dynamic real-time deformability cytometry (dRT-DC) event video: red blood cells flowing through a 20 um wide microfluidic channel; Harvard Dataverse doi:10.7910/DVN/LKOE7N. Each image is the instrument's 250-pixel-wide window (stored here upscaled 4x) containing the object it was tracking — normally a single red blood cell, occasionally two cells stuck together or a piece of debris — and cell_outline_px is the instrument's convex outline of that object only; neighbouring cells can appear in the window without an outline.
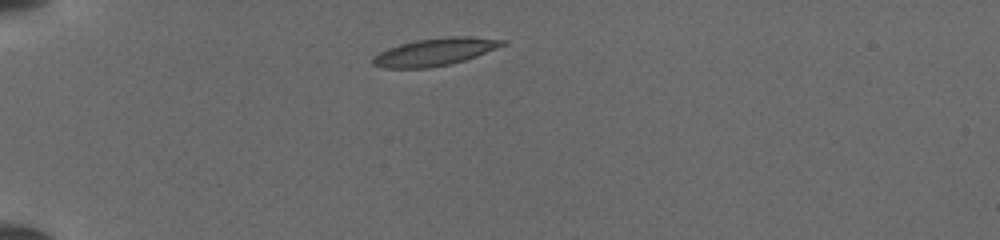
{"species": "common noctule bat (a hibernating species)", "species_latin": "Nyctalus noctula", "temperature_condition": "cold", "stored_images_in_passage": 37, "camera_frame_rate_fps": 3000, "um_per_image_px": 0.085, "animal": {"sex": "female", "body_mass_g": 19.5, "forearm_length_mm": 54.1}, "frame": {"image": 1, "passage_image": 1, "time_ms": 0.0, "image_size_px": [1000, 240], "cell_outline_px": [[504, 44], [496, 48], [476, 56], [452, 64], [428, 68], [384, 68], [372, 64], [372, 60], [380, 52], [388, 48], [400, 44], [416, 40], [448, 36], [468, 36], [504, 40]], "centroid_in_image_um": [36.94, 4.41], "position_along_channel_um": 48.1, "area_um2": 20.52}}
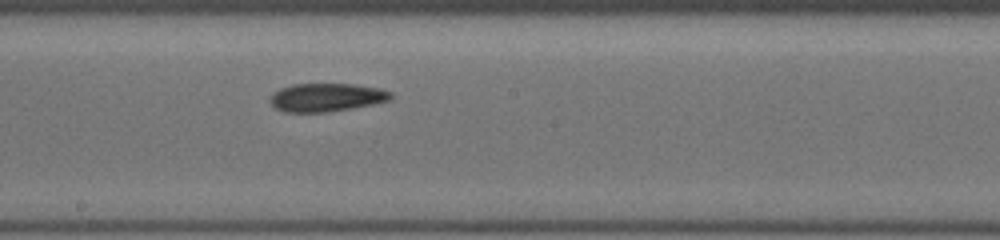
{"frame": {"image": 2, "passage_image": 16, "time_ms": 5.0, "image_size_px": [1000, 240], "cell_outline_px": [[392, 96], [388, 100], [372, 104], [352, 108], [324, 112], [284, 112], [276, 108], [268, 100], [280, 88], [292, 84], [356, 84], [380, 88], [392, 92]], "centroid_in_image_um": [27.75, 8.27], "position_along_channel_um": 220.5, "area_um2": 19.77}}
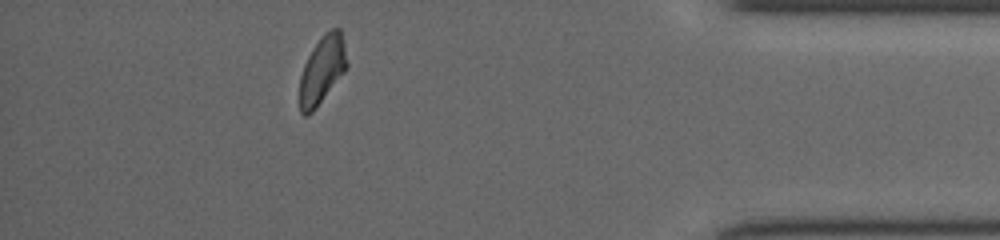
{"frame": {"image": 3, "passage_image": 32, "time_ms": 10.333, "image_size_px": [1000, 240], "cell_outline_px": [[348, 64], [344, 72], [316, 108], [308, 116], [304, 116], [300, 112], [300, 76], [304, 64], [312, 48], [324, 32], [332, 28], [340, 28], [344, 44]], "centroid_in_image_um": [27.38, 5.93], "position_along_channel_um": 407.8, "area_um2": 18.61}}